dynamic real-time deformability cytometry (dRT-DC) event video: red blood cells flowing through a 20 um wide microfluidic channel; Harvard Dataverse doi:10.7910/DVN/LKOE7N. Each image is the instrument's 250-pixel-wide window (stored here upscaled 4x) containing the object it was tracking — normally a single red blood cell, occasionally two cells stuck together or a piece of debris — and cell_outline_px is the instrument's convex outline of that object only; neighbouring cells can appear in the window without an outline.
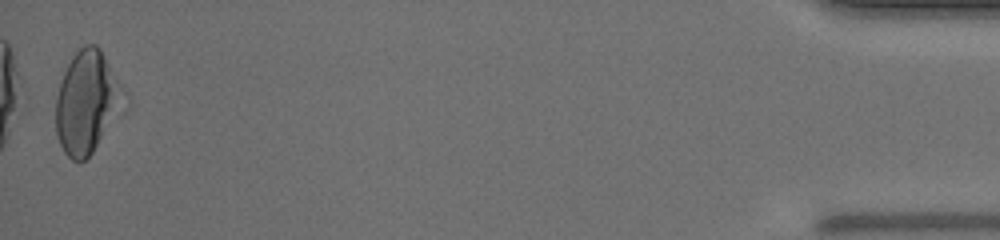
{"species": "human", "species_latin": "Homo sapiens", "temperature_condition": "warm", "stored_images_in_passage": 36, "camera_frame_rate_fps": 3000, "um_per_image_px": 0.085, "donor": {"sex": "male"}, "frame": {"image": 1, "passage_image": 36, "time_ms": 11.667, "image_size_px": [1000, 240], "cell_outline_px": [[132, 104], [92, 152], [84, 160], [72, 160], [64, 152], [56, 136], [56, 96], [64, 72], [72, 56], [84, 44], [96, 44], [100, 48], [128, 92]], "centroid_in_image_um": [7.51, 8.69], "position_along_channel_um": 427.7, "area_um2": 42.19}, "authors_computed_cell_mechanics": {"area_um2": 38.8705, "velocity_mm_per_s": 3.8823, "shape_relaxation_time_tau1_ms": 5.533, "shape_relaxation_time_tau2_ms": 0.758, "deformation_change_tau1": 0.1917, "deformation_change_tau2": 0.0583}}